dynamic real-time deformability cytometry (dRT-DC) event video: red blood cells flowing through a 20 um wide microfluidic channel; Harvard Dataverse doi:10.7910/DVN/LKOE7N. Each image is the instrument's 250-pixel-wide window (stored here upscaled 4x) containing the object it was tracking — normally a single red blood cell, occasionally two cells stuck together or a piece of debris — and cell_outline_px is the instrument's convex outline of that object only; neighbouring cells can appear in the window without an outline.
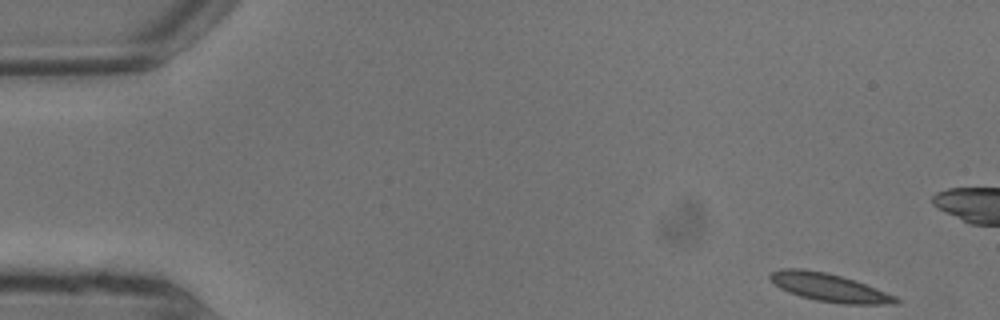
{"species": "common noctule bat (a hibernating species)", "species_latin": "Nyctalus noctula", "temperature_condition": "warm", "stored_images_in_passage": 6, "camera_frame_rate_fps": 3000, "um_per_image_px": 0.085, "animal": {"sex": "male", "body_mass_g": 13.3}, "frame": {"image": 1, "passage_image": 1, "time_ms": 0.0, "image_size_px": [1000, 320], "cell_outline_px": [[904, 300], [900, 304], [844, 304], [816, 300], [800, 296], [788, 292], [780, 288], [768, 276], [772, 272], [780, 268], [804, 268], [824, 272], [856, 280], [896, 296]], "centroid_in_image_um": [70.54, 24.44], "position_along_channel_um": 14.5, "area_um2": 20.69}}